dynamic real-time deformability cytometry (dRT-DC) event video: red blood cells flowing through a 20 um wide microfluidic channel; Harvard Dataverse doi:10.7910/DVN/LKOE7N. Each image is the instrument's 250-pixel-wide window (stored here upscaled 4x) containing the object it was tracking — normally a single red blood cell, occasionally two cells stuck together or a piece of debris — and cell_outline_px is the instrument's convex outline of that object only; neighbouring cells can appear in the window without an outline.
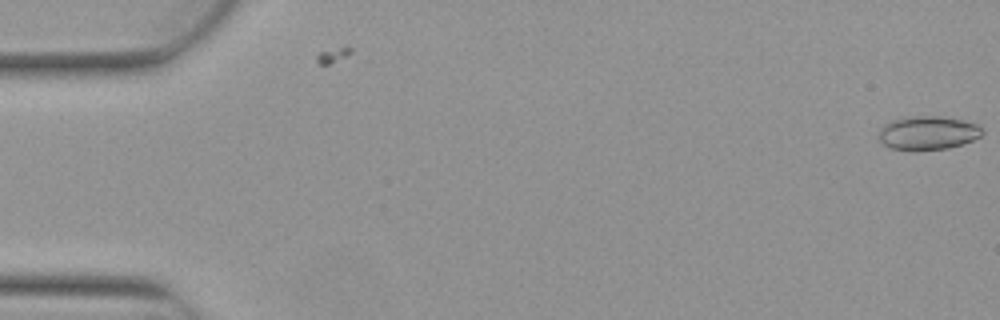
{"species": "Egyptian fruit bat (a non-hibernating species)", "species_latin": "Rousettus aegyptiacus", "temperature_condition": "warm", "stored_images_in_passage": 5, "camera_frame_rate_fps": 3000, "um_per_image_px": 0.085, "animal": {"sex": "female"}, "frame": {"image": 1, "passage_image": 1, "time_ms": 0.0, "image_size_px": [1000, 320], "cell_outline_px": [[984, 132], [980, 136], [972, 140], [948, 148], [916, 152], [892, 148], [884, 144], [876, 136], [880, 128], [884, 124], [892, 120], [912, 116], [940, 116], [960, 120], [976, 124]], "centroid_in_image_um": [78.8, 11.32], "position_along_channel_um": 6.2, "area_um2": 20.46}}
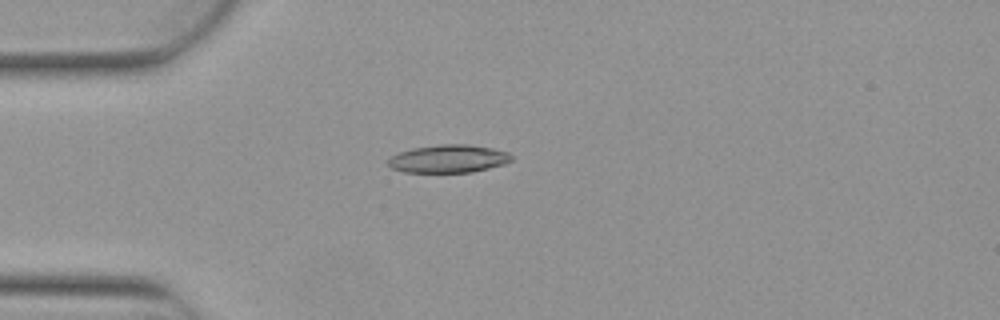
{"frame": {"image": 2, "passage_image": 4, "time_ms": 1.0, "image_size_px": [1000, 320], "cell_outline_px": [[512, 160], [504, 164], [472, 172], [404, 172], [392, 168], [388, 164], [388, 160], [392, 156], [400, 152], [412, 148], [440, 144], [468, 144], [492, 148], [508, 152], [512, 156]], "centroid_in_image_um": [38.13, 13.49], "position_along_channel_um": 46.9, "area_um2": 20.0}}